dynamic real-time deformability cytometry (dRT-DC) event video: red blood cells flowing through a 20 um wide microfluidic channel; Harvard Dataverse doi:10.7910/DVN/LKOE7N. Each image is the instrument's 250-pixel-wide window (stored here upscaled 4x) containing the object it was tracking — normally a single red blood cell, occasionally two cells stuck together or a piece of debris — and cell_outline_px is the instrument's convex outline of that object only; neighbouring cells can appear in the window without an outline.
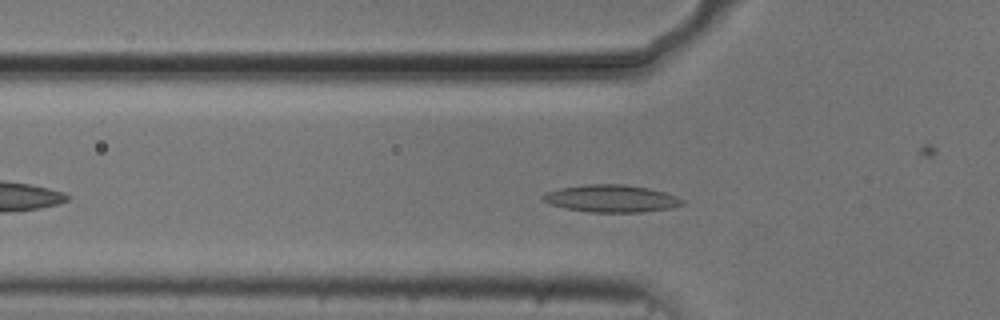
{"species": "common noctule bat (a hibernating species)", "species_latin": "Nyctalus noctula", "temperature_condition": "cold", "stored_images_in_passage": 45, "camera_frame_rate_fps": 3000, "um_per_image_px": 0.085, "animal": {"sex": "male", "body_mass_g": 20.5, "forearm_length_mm": 52.5}, "frame": {"image": 1, "passage_image": 8, "time_ms": 2.333, "image_size_px": [1000, 320], "cell_outline_px": [[684, 204], [672, 208], [644, 212], [588, 212], [564, 208], [548, 204], [540, 196], [548, 192], [560, 188], [584, 184], [624, 184], [648, 188], [664, 192], [676, 196], [684, 200]], "centroid_in_image_um": [51.96, 16.88], "position_along_channel_um": 73.8, "area_um2": 22.31}}
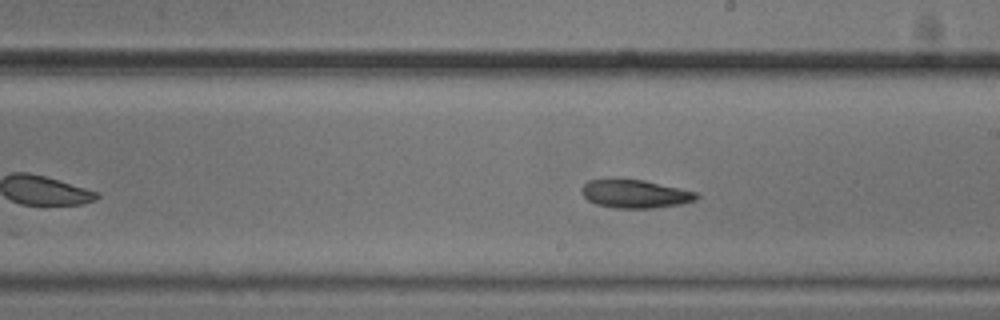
{"frame": {"image": 2, "passage_image": 21, "time_ms": 6.667, "image_size_px": [1000, 320], "cell_outline_px": [[700, 196], [696, 200], [680, 204], [652, 208], [616, 208], [596, 204], [588, 200], [580, 192], [580, 188], [588, 180], [608, 176], [644, 180], [696, 192]], "centroid_in_image_um": [53.9, 16.44], "position_along_channel_um": 235.1, "area_um2": 19.48}}
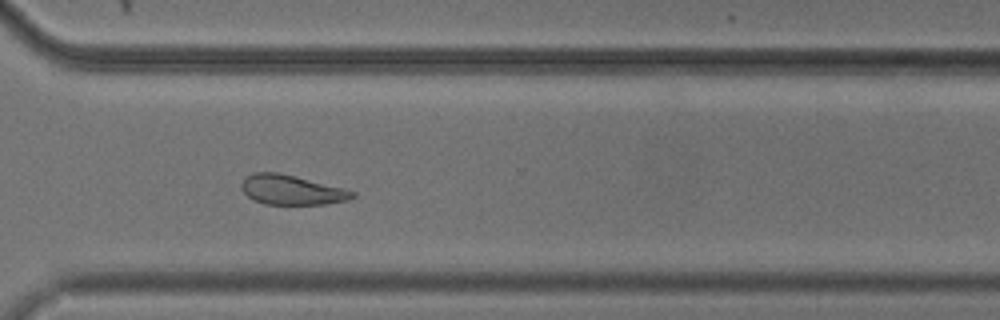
{"frame": {"image": 3, "passage_image": 30, "time_ms": 9.667, "image_size_px": [1000, 320], "cell_outline_px": [[356, 196], [348, 200], [324, 204], [264, 204], [252, 200], [240, 188], [240, 184], [244, 176], [252, 172], [276, 172], [344, 188], [356, 192]], "centroid_in_image_um": [24.74, 16.14], "position_along_channel_um": 345.9, "area_um2": 19.25}, "authors_computed_cell_mechanics": {"area_um2": 19.7676, "velocity_mm_per_s": 3.7057, "shape_relaxation_time_tau1_ms": 5.6165, "shape_relaxation_time_tau2_ms": null, "deformation_change_tau1": 0.1227, "deformation_change_tau2": null}}